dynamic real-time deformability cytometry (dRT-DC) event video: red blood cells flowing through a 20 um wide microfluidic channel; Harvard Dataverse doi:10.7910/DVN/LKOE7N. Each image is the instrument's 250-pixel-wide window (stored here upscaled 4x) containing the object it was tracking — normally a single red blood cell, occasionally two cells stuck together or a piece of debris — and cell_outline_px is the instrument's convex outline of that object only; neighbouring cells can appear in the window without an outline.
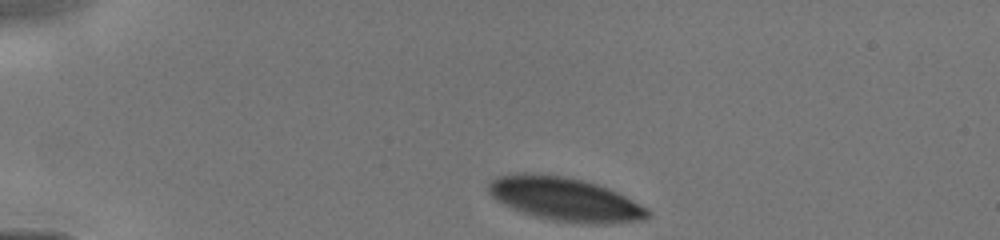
{"species": "human", "species_latin": "Homo sapiens", "temperature_condition": "cold", "stored_images_in_passage": 7, "camera_frame_rate_fps": 3000, "um_per_image_px": 0.085, "donor": {"sex": "male"}, "frame": {"image": 1, "passage_image": 1, "time_ms": 0.0, "image_size_px": [1000, 240], "cell_outline_px": [[652, 216], [644, 220], [604, 224], [592, 224], [552, 220], [536, 216], [512, 208], [496, 200], [488, 192], [488, 184], [492, 180], [500, 176], [520, 172], [528, 172], [564, 176], [596, 184], [608, 188], [648, 208], [652, 212]], "centroid_in_image_um": [48.05, 16.93], "position_along_channel_um": 37.0, "area_um2": 40.29}}